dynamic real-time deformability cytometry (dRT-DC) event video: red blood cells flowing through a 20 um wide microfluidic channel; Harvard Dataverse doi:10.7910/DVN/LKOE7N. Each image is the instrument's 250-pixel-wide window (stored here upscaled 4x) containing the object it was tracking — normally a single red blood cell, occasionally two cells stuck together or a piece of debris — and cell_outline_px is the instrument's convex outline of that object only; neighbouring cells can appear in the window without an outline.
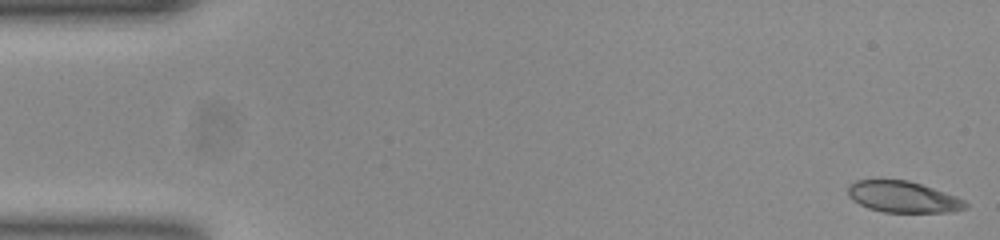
{"species": "common noctule bat (a hibernating species)", "species_latin": "Nyctalus noctula", "temperature_condition": "room temperature", "stored_images_in_passage": 53, "segment_of_instrument_passage": [1, 2], "camera_frame_rate_fps": 3000, "um_per_image_px": 0.085, "animal": {"sex": "female", "body_mass_g": 23.0, "forearm_length_mm": 53.4}, "frame": {"image": 1, "passage_image": 1, "time_ms": 0.0, "image_size_px": [1000, 240], "cell_outline_px": [[968, 208], [952, 212], [884, 212], [868, 208], [852, 200], [848, 196], [848, 184], [856, 180], [908, 180], [956, 196], [964, 200], [968, 204]], "centroid_in_image_um": [76.75, 16.74], "position_along_channel_um": 8.3, "area_um2": 21.39}}
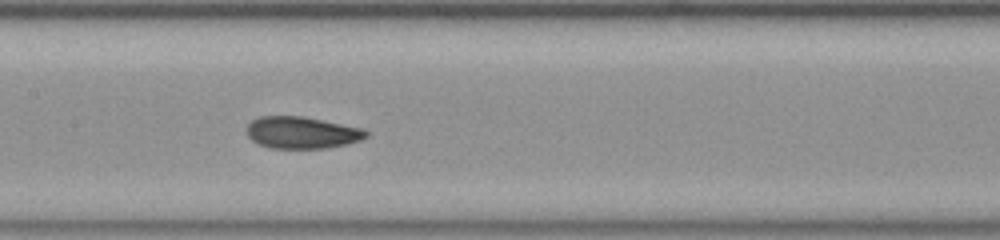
{"frame": {"image": 2, "passage_image": 25, "time_ms": 8.0, "image_size_px": [1000, 240], "cell_outline_px": [[368, 136], [360, 140], [344, 144], [324, 148], [272, 148], [260, 144], [252, 140], [248, 136], [248, 124], [252, 120], [260, 116], [304, 116], [364, 128], [368, 132]], "centroid_in_image_um": [25.68, 11.26], "position_along_channel_um": 181.7, "area_um2": 22.08}}
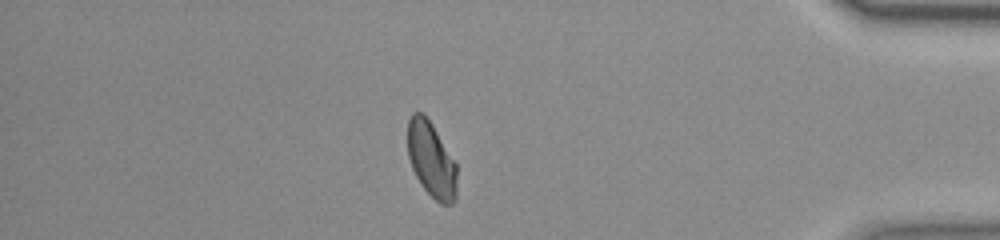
{"frame": {"image": 3, "passage_image": 45, "time_ms": 14.667, "image_size_px": [1000, 240], "cell_outline_px": [[456, 200], [452, 204], [440, 204], [424, 188], [416, 176], [412, 168], [408, 156], [408, 120], [412, 112], [424, 112], [432, 124], [456, 164]], "centroid_in_image_um": [36.65, 13.56], "position_along_channel_um": 398.5, "area_um2": 21.5}}